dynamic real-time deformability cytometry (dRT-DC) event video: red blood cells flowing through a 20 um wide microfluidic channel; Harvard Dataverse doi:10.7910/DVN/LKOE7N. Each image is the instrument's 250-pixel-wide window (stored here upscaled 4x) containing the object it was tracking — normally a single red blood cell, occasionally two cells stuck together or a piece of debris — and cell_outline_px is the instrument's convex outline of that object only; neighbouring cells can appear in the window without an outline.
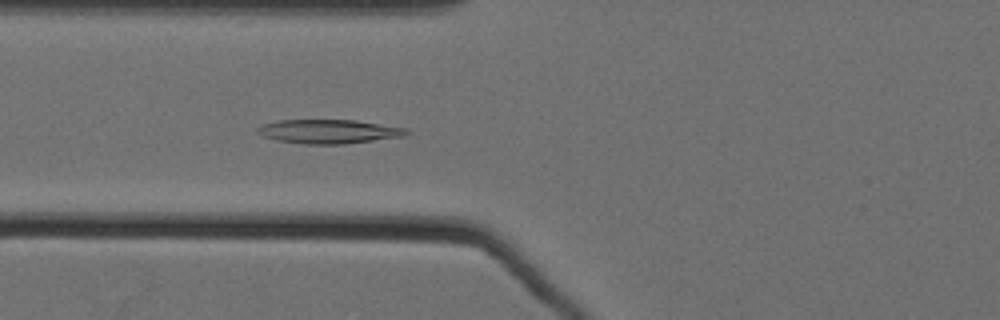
{"species": "Egyptian fruit bat (a non-hibernating species)", "species_latin": "Rousettus aegyptiacus", "temperature_condition": "cold", "stored_images_in_passage": 51, "camera_frame_rate_fps": 3000, "um_per_image_px": 0.085, "animal": {"sex": "female"}, "frame": {"image": 1, "passage_image": 25, "time_ms": 8.0, "image_size_px": [1000, 320], "cell_outline_px": [[412, 132], [404, 136], [344, 144], [304, 144], [276, 140], [264, 136], [256, 132], [256, 128], [264, 124], [280, 120], [356, 120], [408, 128]], "centroid_in_image_um": [27.98, 11.17], "position_along_channel_um": 97.8, "area_um2": 20.87}}
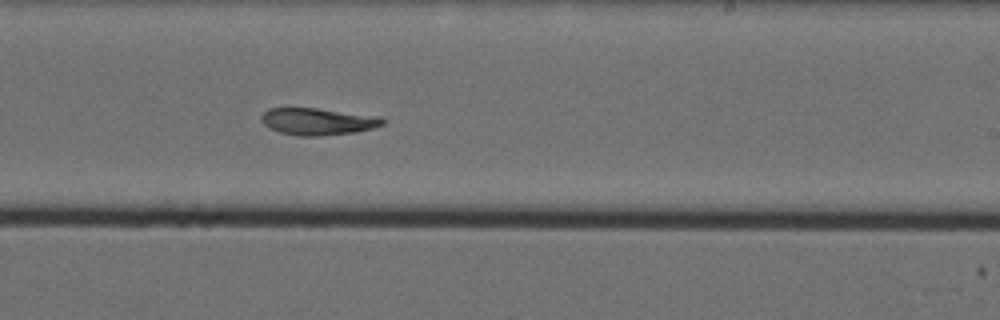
{"frame": {"image": 2, "passage_image": 39, "time_ms": 12.667, "image_size_px": [1000, 320], "cell_outline_px": [[388, 120], [384, 124], [372, 128], [356, 132], [320, 136], [296, 136], [280, 132], [268, 128], [260, 120], [260, 116], [268, 108], [316, 108], [380, 116]], "centroid_in_image_um": [27.02, 10.33], "position_along_channel_um": 262.0, "area_um2": 19.31}}
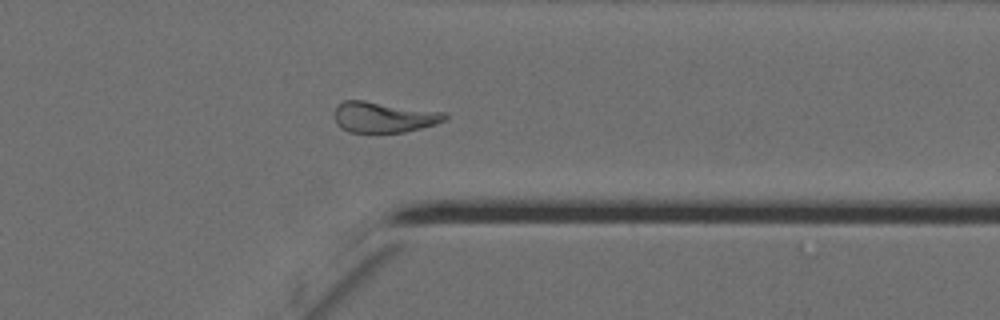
{"frame": {"image": 3, "passage_image": 49, "time_ms": 16.0, "image_size_px": [1000, 320], "cell_outline_px": [[448, 116], [444, 120], [436, 124], [404, 132], [348, 132], [340, 128], [336, 124], [336, 104], [344, 100], [364, 100], [444, 112]], "centroid_in_image_um": [32.59, 9.95], "position_along_channel_um": 378.8, "area_um2": 19.71}, "authors_computed_cell_mechanics": {"area_um2": 20.5768, "velocity_mm_per_s": 3.5093, "shape_relaxation_time_tau1_ms": 10.8497, "shape_relaxation_time_tau2_ms": 4.6469, "deformation_change_tau1": 0.2235, "deformation_change_tau2": 0.111}}